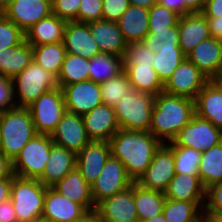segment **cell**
Segmentation results:
<instances>
[{
  "label": "cell",
  "instance_id": "obj_1",
  "mask_svg": "<svg viewBox=\"0 0 222 222\" xmlns=\"http://www.w3.org/2000/svg\"><path fill=\"white\" fill-rule=\"evenodd\" d=\"M111 156L125 167L128 176L137 182L151 164L161 142L150 132L119 129L109 140Z\"/></svg>",
  "mask_w": 222,
  "mask_h": 222
},
{
  "label": "cell",
  "instance_id": "obj_2",
  "mask_svg": "<svg viewBox=\"0 0 222 222\" xmlns=\"http://www.w3.org/2000/svg\"><path fill=\"white\" fill-rule=\"evenodd\" d=\"M194 115V100L159 93L155 96L149 132L161 143L171 142Z\"/></svg>",
  "mask_w": 222,
  "mask_h": 222
},
{
  "label": "cell",
  "instance_id": "obj_3",
  "mask_svg": "<svg viewBox=\"0 0 222 222\" xmlns=\"http://www.w3.org/2000/svg\"><path fill=\"white\" fill-rule=\"evenodd\" d=\"M1 149L12 161L37 133L28 108L14 107L0 112Z\"/></svg>",
  "mask_w": 222,
  "mask_h": 222
},
{
  "label": "cell",
  "instance_id": "obj_4",
  "mask_svg": "<svg viewBox=\"0 0 222 222\" xmlns=\"http://www.w3.org/2000/svg\"><path fill=\"white\" fill-rule=\"evenodd\" d=\"M56 88L57 78L34 61L12 79L13 99L19 108H28L42 94Z\"/></svg>",
  "mask_w": 222,
  "mask_h": 222
},
{
  "label": "cell",
  "instance_id": "obj_5",
  "mask_svg": "<svg viewBox=\"0 0 222 222\" xmlns=\"http://www.w3.org/2000/svg\"><path fill=\"white\" fill-rule=\"evenodd\" d=\"M46 188L38 179L13 177L10 199L18 222L42 217Z\"/></svg>",
  "mask_w": 222,
  "mask_h": 222
},
{
  "label": "cell",
  "instance_id": "obj_6",
  "mask_svg": "<svg viewBox=\"0 0 222 222\" xmlns=\"http://www.w3.org/2000/svg\"><path fill=\"white\" fill-rule=\"evenodd\" d=\"M155 96L132 90L114 106L120 129L149 132Z\"/></svg>",
  "mask_w": 222,
  "mask_h": 222
},
{
  "label": "cell",
  "instance_id": "obj_7",
  "mask_svg": "<svg viewBox=\"0 0 222 222\" xmlns=\"http://www.w3.org/2000/svg\"><path fill=\"white\" fill-rule=\"evenodd\" d=\"M53 144L51 135L36 134L13 160L14 175L39 179L44 173Z\"/></svg>",
  "mask_w": 222,
  "mask_h": 222
},
{
  "label": "cell",
  "instance_id": "obj_8",
  "mask_svg": "<svg viewBox=\"0 0 222 222\" xmlns=\"http://www.w3.org/2000/svg\"><path fill=\"white\" fill-rule=\"evenodd\" d=\"M37 134L51 135L66 113L64 96L60 87L42 94L28 107Z\"/></svg>",
  "mask_w": 222,
  "mask_h": 222
},
{
  "label": "cell",
  "instance_id": "obj_9",
  "mask_svg": "<svg viewBox=\"0 0 222 222\" xmlns=\"http://www.w3.org/2000/svg\"><path fill=\"white\" fill-rule=\"evenodd\" d=\"M177 146L191 147L201 153L222 142V130L197 115L172 140Z\"/></svg>",
  "mask_w": 222,
  "mask_h": 222
},
{
  "label": "cell",
  "instance_id": "obj_10",
  "mask_svg": "<svg viewBox=\"0 0 222 222\" xmlns=\"http://www.w3.org/2000/svg\"><path fill=\"white\" fill-rule=\"evenodd\" d=\"M133 183L124 165L118 159L110 156L104 163L100 175L91 185L95 206L102 200L127 189Z\"/></svg>",
  "mask_w": 222,
  "mask_h": 222
},
{
  "label": "cell",
  "instance_id": "obj_11",
  "mask_svg": "<svg viewBox=\"0 0 222 222\" xmlns=\"http://www.w3.org/2000/svg\"><path fill=\"white\" fill-rule=\"evenodd\" d=\"M175 161L172 149L166 144L155 151L151 164L136 182L145 189L165 192L175 176Z\"/></svg>",
  "mask_w": 222,
  "mask_h": 222
},
{
  "label": "cell",
  "instance_id": "obj_12",
  "mask_svg": "<svg viewBox=\"0 0 222 222\" xmlns=\"http://www.w3.org/2000/svg\"><path fill=\"white\" fill-rule=\"evenodd\" d=\"M209 79L185 58L165 82L163 92L195 100Z\"/></svg>",
  "mask_w": 222,
  "mask_h": 222
},
{
  "label": "cell",
  "instance_id": "obj_13",
  "mask_svg": "<svg viewBox=\"0 0 222 222\" xmlns=\"http://www.w3.org/2000/svg\"><path fill=\"white\" fill-rule=\"evenodd\" d=\"M66 111L83 116L103 104L100 84L85 80L62 88Z\"/></svg>",
  "mask_w": 222,
  "mask_h": 222
},
{
  "label": "cell",
  "instance_id": "obj_14",
  "mask_svg": "<svg viewBox=\"0 0 222 222\" xmlns=\"http://www.w3.org/2000/svg\"><path fill=\"white\" fill-rule=\"evenodd\" d=\"M52 14V0H14L5 8V17L24 33Z\"/></svg>",
  "mask_w": 222,
  "mask_h": 222
},
{
  "label": "cell",
  "instance_id": "obj_15",
  "mask_svg": "<svg viewBox=\"0 0 222 222\" xmlns=\"http://www.w3.org/2000/svg\"><path fill=\"white\" fill-rule=\"evenodd\" d=\"M54 144L79 153L91 140L88 138L81 115L66 113L51 134Z\"/></svg>",
  "mask_w": 222,
  "mask_h": 222
},
{
  "label": "cell",
  "instance_id": "obj_16",
  "mask_svg": "<svg viewBox=\"0 0 222 222\" xmlns=\"http://www.w3.org/2000/svg\"><path fill=\"white\" fill-rule=\"evenodd\" d=\"M104 222H138L133 199V184L122 192L99 202L95 208Z\"/></svg>",
  "mask_w": 222,
  "mask_h": 222
},
{
  "label": "cell",
  "instance_id": "obj_17",
  "mask_svg": "<svg viewBox=\"0 0 222 222\" xmlns=\"http://www.w3.org/2000/svg\"><path fill=\"white\" fill-rule=\"evenodd\" d=\"M91 141H109L120 129L114 107L101 104L82 116Z\"/></svg>",
  "mask_w": 222,
  "mask_h": 222
},
{
  "label": "cell",
  "instance_id": "obj_18",
  "mask_svg": "<svg viewBox=\"0 0 222 222\" xmlns=\"http://www.w3.org/2000/svg\"><path fill=\"white\" fill-rule=\"evenodd\" d=\"M110 156L109 141H90L77 153L76 167L86 182L92 185Z\"/></svg>",
  "mask_w": 222,
  "mask_h": 222
},
{
  "label": "cell",
  "instance_id": "obj_19",
  "mask_svg": "<svg viewBox=\"0 0 222 222\" xmlns=\"http://www.w3.org/2000/svg\"><path fill=\"white\" fill-rule=\"evenodd\" d=\"M186 58L212 80L222 72V41L213 37L205 39Z\"/></svg>",
  "mask_w": 222,
  "mask_h": 222
},
{
  "label": "cell",
  "instance_id": "obj_20",
  "mask_svg": "<svg viewBox=\"0 0 222 222\" xmlns=\"http://www.w3.org/2000/svg\"><path fill=\"white\" fill-rule=\"evenodd\" d=\"M63 44L67 53L89 60L101 53L95 39L91 36L89 25L83 22L70 21L66 23Z\"/></svg>",
  "mask_w": 222,
  "mask_h": 222
},
{
  "label": "cell",
  "instance_id": "obj_21",
  "mask_svg": "<svg viewBox=\"0 0 222 222\" xmlns=\"http://www.w3.org/2000/svg\"><path fill=\"white\" fill-rule=\"evenodd\" d=\"M179 46L187 56L199 43L211 37L206 17L202 13L182 15L178 20Z\"/></svg>",
  "mask_w": 222,
  "mask_h": 222
},
{
  "label": "cell",
  "instance_id": "obj_22",
  "mask_svg": "<svg viewBox=\"0 0 222 222\" xmlns=\"http://www.w3.org/2000/svg\"><path fill=\"white\" fill-rule=\"evenodd\" d=\"M87 24L89 25L91 36L95 39L101 53L124 57L128 44L117 22L99 20Z\"/></svg>",
  "mask_w": 222,
  "mask_h": 222
},
{
  "label": "cell",
  "instance_id": "obj_23",
  "mask_svg": "<svg viewBox=\"0 0 222 222\" xmlns=\"http://www.w3.org/2000/svg\"><path fill=\"white\" fill-rule=\"evenodd\" d=\"M85 211L80 204L69 200L52 187L46 188L42 218L51 222H72Z\"/></svg>",
  "mask_w": 222,
  "mask_h": 222
},
{
  "label": "cell",
  "instance_id": "obj_24",
  "mask_svg": "<svg viewBox=\"0 0 222 222\" xmlns=\"http://www.w3.org/2000/svg\"><path fill=\"white\" fill-rule=\"evenodd\" d=\"M77 154L56 144L52 145L43 175L38 179L45 187H52L76 168Z\"/></svg>",
  "mask_w": 222,
  "mask_h": 222
},
{
  "label": "cell",
  "instance_id": "obj_25",
  "mask_svg": "<svg viewBox=\"0 0 222 222\" xmlns=\"http://www.w3.org/2000/svg\"><path fill=\"white\" fill-rule=\"evenodd\" d=\"M58 193L80 204L86 211L95 209L91 185L82 177L77 167L52 186Z\"/></svg>",
  "mask_w": 222,
  "mask_h": 222
},
{
  "label": "cell",
  "instance_id": "obj_26",
  "mask_svg": "<svg viewBox=\"0 0 222 222\" xmlns=\"http://www.w3.org/2000/svg\"><path fill=\"white\" fill-rule=\"evenodd\" d=\"M195 115L222 130V91L209 80L195 98Z\"/></svg>",
  "mask_w": 222,
  "mask_h": 222
},
{
  "label": "cell",
  "instance_id": "obj_27",
  "mask_svg": "<svg viewBox=\"0 0 222 222\" xmlns=\"http://www.w3.org/2000/svg\"><path fill=\"white\" fill-rule=\"evenodd\" d=\"M164 194L175 201L205 202V189L199 175L176 173Z\"/></svg>",
  "mask_w": 222,
  "mask_h": 222
},
{
  "label": "cell",
  "instance_id": "obj_28",
  "mask_svg": "<svg viewBox=\"0 0 222 222\" xmlns=\"http://www.w3.org/2000/svg\"><path fill=\"white\" fill-rule=\"evenodd\" d=\"M149 9L130 5L117 21L127 44L143 41L149 30Z\"/></svg>",
  "mask_w": 222,
  "mask_h": 222
},
{
  "label": "cell",
  "instance_id": "obj_29",
  "mask_svg": "<svg viewBox=\"0 0 222 222\" xmlns=\"http://www.w3.org/2000/svg\"><path fill=\"white\" fill-rule=\"evenodd\" d=\"M33 61V48L26 40L0 50V76L13 79Z\"/></svg>",
  "mask_w": 222,
  "mask_h": 222
},
{
  "label": "cell",
  "instance_id": "obj_30",
  "mask_svg": "<svg viewBox=\"0 0 222 222\" xmlns=\"http://www.w3.org/2000/svg\"><path fill=\"white\" fill-rule=\"evenodd\" d=\"M66 21L58 16H50L38 21L25 32V40L31 45H43L63 41Z\"/></svg>",
  "mask_w": 222,
  "mask_h": 222
},
{
  "label": "cell",
  "instance_id": "obj_31",
  "mask_svg": "<svg viewBox=\"0 0 222 222\" xmlns=\"http://www.w3.org/2000/svg\"><path fill=\"white\" fill-rule=\"evenodd\" d=\"M124 72L134 91L154 96L163 92L164 84L158 78L153 66L124 65Z\"/></svg>",
  "mask_w": 222,
  "mask_h": 222
},
{
  "label": "cell",
  "instance_id": "obj_32",
  "mask_svg": "<svg viewBox=\"0 0 222 222\" xmlns=\"http://www.w3.org/2000/svg\"><path fill=\"white\" fill-rule=\"evenodd\" d=\"M133 199L139 221L151 219L163 213L166 199L163 192L145 189L134 182Z\"/></svg>",
  "mask_w": 222,
  "mask_h": 222
},
{
  "label": "cell",
  "instance_id": "obj_33",
  "mask_svg": "<svg viewBox=\"0 0 222 222\" xmlns=\"http://www.w3.org/2000/svg\"><path fill=\"white\" fill-rule=\"evenodd\" d=\"M89 79L101 84L124 71L123 56L100 53L89 60Z\"/></svg>",
  "mask_w": 222,
  "mask_h": 222
},
{
  "label": "cell",
  "instance_id": "obj_34",
  "mask_svg": "<svg viewBox=\"0 0 222 222\" xmlns=\"http://www.w3.org/2000/svg\"><path fill=\"white\" fill-rule=\"evenodd\" d=\"M198 175L205 190L222 182V142L201 154Z\"/></svg>",
  "mask_w": 222,
  "mask_h": 222
},
{
  "label": "cell",
  "instance_id": "obj_35",
  "mask_svg": "<svg viewBox=\"0 0 222 222\" xmlns=\"http://www.w3.org/2000/svg\"><path fill=\"white\" fill-rule=\"evenodd\" d=\"M32 48L33 61L57 78L67 54L63 41L43 45H32Z\"/></svg>",
  "mask_w": 222,
  "mask_h": 222
},
{
  "label": "cell",
  "instance_id": "obj_36",
  "mask_svg": "<svg viewBox=\"0 0 222 222\" xmlns=\"http://www.w3.org/2000/svg\"><path fill=\"white\" fill-rule=\"evenodd\" d=\"M89 59L67 53L57 77L58 87L89 80Z\"/></svg>",
  "mask_w": 222,
  "mask_h": 222
},
{
  "label": "cell",
  "instance_id": "obj_37",
  "mask_svg": "<svg viewBox=\"0 0 222 222\" xmlns=\"http://www.w3.org/2000/svg\"><path fill=\"white\" fill-rule=\"evenodd\" d=\"M204 202L165 199L163 215L167 222H196L203 215Z\"/></svg>",
  "mask_w": 222,
  "mask_h": 222
},
{
  "label": "cell",
  "instance_id": "obj_38",
  "mask_svg": "<svg viewBox=\"0 0 222 222\" xmlns=\"http://www.w3.org/2000/svg\"><path fill=\"white\" fill-rule=\"evenodd\" d=\"M186 58L181 48H160L155 53L153 69L163 84L172 76V73Z\"/></svg>",
  "mask_w": 222,
  "mask_h": 222
},
{
  "label": "cell",
  "instance_id": "obj_39",
  "mask_svg": "<svg viewBox=\"0 0 222 222\" xmlns=\"http://www.w3.org/2000/svg\"><path fill=\"white\" fill-rule=\"evenodd\" d=\"M166 144L173 151L176 173L198 175L201 152L191 147L177 146L172 141Z\"/></svg>",
  "mask_w": 222,
  "mask_h": 222
},
{
  "label": "cell",
  "instance_id": "obj_40",
  "mask_svg": "<svg viewBox=\"0 0 222 222\" xmlns=\"http://www.w3.org/2000/svg\"><path fill=\"white\" fill-rule=\"evenodd\" d=\"M100 89L103 104L111 107H114L133 90L124 71L118 76L101 83Z\"/></svg>",
  "mask_w": 222,
  "mask_h": 222
},
{
  "label": "cell",
  "instance_id": "obj_41",
  "mask_svg": "<svg viewBox=\"0 0 222 222\" xmlns=\"http://www.w3.org/2000/svg\"><path fill=\"white\" fill-rule=\"evenodd\" d=\"M144 43L154 53H157L160 48H180L178 23L174 27H169L165 30H148V34L143 40Z\"/></svg>",
  "mask_w": 222,
  "mask_h": 222
},
{
  "label": "cell",
  "instance_id": "obj_42",
  "mask_svg": "<svg viewBox=\"0 0 222 222\" xmlns=\"http://www.w3.org/2000/svg\"><path fill=\"white\" fill-rule=\"evenodd\" d=\"M180 15L165 6L156 3L149 9V30H165L174 27Z\"/></svg>",
  "mask_w": 222,
  "mask_h": 222
},
{
  "label": "cell",
  "instance_id": "obj_43",
  "mask_svg": "<svg viewBox=\"0 0 222 222\" xmlns=\"http://www.w3.org/2000/svg\"><path fill=\"white\" fill-rule=\"evenodd\" d=\"M155 53L143 41L127 45L123 62L124 65L153 66Z\"/></svg>",
  "mask_w": 222,
  "mask_h": 222
},
{
  "label": "cell",
  "instance_id": "obj_44",
  "mask_svg": "<svg viewBox=\"0 0 222 222\" xmlns=\"http://www.w3.org/2000/svg\"><path fill=\"white\" fill-rule=\"evenodd\" d=\"M25 40V33L12 21L4 17L0 21V50L20 45Z\"/></svg>",
  "mask_w": 222,
  "mask_h": 222
},
{
  "label": "cell",
  "instance_id": "obj_45",
  "mask_svg": "<svg viewBox=\"0 0 222 222\" xmlns=\"http://www.w3.org/2000/svg\"><path fill=\"white\" fill-rule=\"evenodd\" d=\"M81 0H52V14L66 22L78 21Z\"/></svg>",
  "mask_w": 222,
  "mask_h": 222
},
{
  "label": "cell",
  "instance_id": "obj_46",
  "mask_svg": "<svg viewBox=\"0 0 222 222\" xmlns=\"http://www.w3.org/2000/svg\"><path fill=\"white\" fill-rule=\"evenodd\" d=\"M203 214H222V182L205 190Z\"/></svg>",
  "mask_w": 222,
  "mask_h": 222
},
{
  "label": "cell",
  "instance_id": "obj_47",
  "mask_svg": "<svg viewBox=\"0 0 222 222\" xmlns=\"http://www.w3.org/2000/svg\"><path fill=\"white\" fill-rule=\"evenodd\" d=\"M102 20V0H81L78 22L90 23Z\"/></svg>",
  "mask_w": 222,
  "mask_h": 222
},
{
  "label": "cell",
  "instance_id": "obj_48",
  "mask_svg": "<svg viewBox=\"0 0 222 222\" xmlns=\"http://www.w3.org/2000/svg\"><path fill=\"white\" fill-rule=\"evenodd\" d=\"M129 6V0H102V20L117 22Z\"/></svg>",
  "mask_w": 222,
  "mask_h": 222
},
{
  "label": "cell",
  "instance_id": "obj_49",
  "mask_svg": "<svg viewBox=\"0 0 222 222\" xmlns=\"http://www.w3.org/2000/svg\"><path fill=\"white\" fill-rule=\"evenodd\" d=\"M14 107L12 79L0 76V112Z\"/></svg>",
  "mask_w": 222,
  "mask_h": 222
},
{
  "label": "cell",
  "instance_id": "obj_50",
  "mask_svg": "<svg viewBox=\"0 0 222 222\" xmlns=\"http://www.w3.org/2000/svg\"><path fill=\"white\" fill-rule=\"evenodd\" d=\"M0 220L2 222H18L11 199L0 203Z\"/></svg>",
  "mask_w": 222,
  "mask_h": 222
},
{
  "label": "cell",
  "instance_id": "obj_51",
  "mask_svg": "<svg viewBox=\"0 0 222 222\" xmlns=\"http://www.w3.org/2000/svg\"><path fill=\"white\" fill-rule=\"evenodd\" d=\"M13 161L0 151V179H13Z\"/></svg>",
  "mask_w": 222,
  "mask_h": 222
},
{
  "label": "cell",
  "instance_id": "obj_52",
  "mask_svg": "<svg viewBox=\"0 0 222 222\" xmlns=\"http://www.w3.org/2000/svg\"><path fill=\"white\" fill-rule=\"evenodd\" d=\"M201 13L205 17L222 16V0H207Z\"/></svg>",
  "mask_w": 222,
  "mask_h": 222
},
{
  "label": "cell",
  "instance_id": "obj_53",
  "mask_svg": "<svg viewBox=\"0 0 222 222\" xmlns=\"http://www.w3.org/2000/svg\"><path fill=\"white\" fill-rule=\"evenodd\" d=\"M211 37L222 41V16L206 17Z\"/></svg>",
  "mask_w": 222,
  "mask_h": 222
},
{
  "label": "cell",
  "instance_id": "obj_54",
  "mask_svg": "<svg viewBox=\"0 0 222 222\" xmlns=\"http://www.w3.org/2000/svg\"><path fill=\"white\" fill-rule=\"evenodd\" d=\"M158 3L168 9L175 11L180 16L185 15L184 0H158Z\"/></svg>",
  "mask_w": 222,
  "mask_h": 222
},
{
  "label": "cell",
  "instance_id": "obj_55",
  "mask_svg": "<svg viewBox=\"0 0 222 222\" xmlns=\"http://www.w3.org/2000/svg\"><path fill=\"white\" fill-rule=\"evenodd\" d=\"M207 0H184L185 15L189 13H201Z\"/></svg>",
  "mask_w": 222,
  "mask_h": 222
},
{
  "label": "cell",
  "instance_id": "obj_56",
  "mask_svg": "<svg viewBox=\"0 0 222 222\" xmlns=\"http://www.w3.org/2000/svg\"><path fill=\"white\" fill-rule=\"evenodd\" d=\"M72 222H104L96 209L85 211L79 218Z\"/></svg>",
  "mask_w": 222,
  "mask_h": 222
},
{
  "label": "cell",
  "instance_id": "obj_57",
  "mask_svg": "<svg viewBox=\"0 0 222 222\" xmlns=\"http://www.w3.org/2000/svg\"><path fill=\"white\" fill-rule=\"evenodd\" d=\"M12 179H0V203L10 199Z\"/></svg>",
  "mask_w": 222,
  "mask_h": 222
},
{
  "label": "cell",
  "instance_id": "obj_58",
  "mask_svg": "<svg viewBox=\"0 0 222 222\" xmlns=\"http://www.w3.org/2000/svg\"><path fill=\"white\" fill-rule=\"evenodd\" d=\"M130 5L140 6L150 9L153 5L158 3V0H129Z\"/></svg>",
  "mask_w": 222,
  "mask_h": 222
},
{
  "label": "cell",
  "instance_id": "obj_59",
  "mask_svg": "<svg viewBox=\"0 0 222 222\" xmlns=\"http://www.w3.org/2000/svg\"><path fill=\"white\" fill-rule=\"evenodd\" d=\"M206 222H222V214H203Z\"/></svg>",
  "mask_w": 222,
  "mask_h": 222
},
{
  "label": "cell",
  "instance_id": "obj_60",
  "mask_svg": "<svg viewBox=\"0 0 222 222\" xmlns=\"http://www.w3.org/2000/svg\"><path fill=\"white\" fill-rule=\"evenodd\" d=\"M138 222H167L166 219L164 218L163 213L159 214L158 216H155L151 219H147V220H141Z\"/></svg>",
  "mask_w": 222,
  "mask_h": 222
},
{
  "label": "cell",
  "instance_id": "obj_61",
  "mask_svg": "<svg viewBox=\"0 0 222 222\" xmlns=\"http://www.w3.org/2000/svg\"><path fill=\"white\" fill-rule=\"evenodd\" d=\"M212 81L221 89L222 91V77L219 75L218 77H215L212 79Z\"/></svg>",
  "mask_w": 222,
  "mask_h": 222
},
{
  "label": "cell",
  "instance_id": "obj_62",
  "mask_svg": "<svg viewBox=\"0 0 222 222\" xmlns=\"http://www.w3.org/2000/svg\"><path fill=\"white\" fill-rule=\"evenodd\" d=\"M14 0H0V7H2L3 9H5L11 2H13Z\"/></svg>",
  "mask_w": 222,
  "mask_h": 222
},
{
  "label": "cell",
  "instance_id": "obj_63",
  "mask_svg": "<svg viewBox=\"0 0 222 222\" xmlns=\"http://www.w3.org/2000/svg\"><path fill=\"white\" fill-rule=\"evenodd\" d=\"M31 222H51V221H49V220H47V219H44V218H38V219H35V220H32Z\"/></svg>",
  "mask_w": 222,
  "mask_h": 222
},
{
  "label": "cell",
  "instance_id": "obj_64",
  "mask_svg": "<svg viewBox=\"0 0 222 222\" xmlns=\"http://www.w3.org/2000/svg\"><path fill=\"white\" fill-rule=\"evenodd\" d=\"M5 17V9L0 7V21Z\"/></svg>",
  "mask_w": 222,
  "mask_h": 222
},
{
  "label": "cell",
  "instance_id": "obj_65",
  "mask_svg": "<svg viewBox=\"0 0 222 222\" xmlns=\"http://www.w3.org/2000/svg\"><path fill=\"white\" fill-rule=\"evenodd\" d=\"M196 222H206L205 216L202 215Z\"/></svg>",
  "mask_w": 222,
  "mask_h": 222
},
{
  "label": "cell",
  "instance_id": "obj_66",
  "mask_svg": "<svg viewBox=\"0 0 222 222\" xmlns=\"http://www.w3.org/2000/svg\"><path fill=\"white\" fill-rule=\"evenodd\" d=\"M0 149H1V130H0Z\"/></svg>",
  "mask_w": 222,
  "mask_h": 222
}]
</instances>
